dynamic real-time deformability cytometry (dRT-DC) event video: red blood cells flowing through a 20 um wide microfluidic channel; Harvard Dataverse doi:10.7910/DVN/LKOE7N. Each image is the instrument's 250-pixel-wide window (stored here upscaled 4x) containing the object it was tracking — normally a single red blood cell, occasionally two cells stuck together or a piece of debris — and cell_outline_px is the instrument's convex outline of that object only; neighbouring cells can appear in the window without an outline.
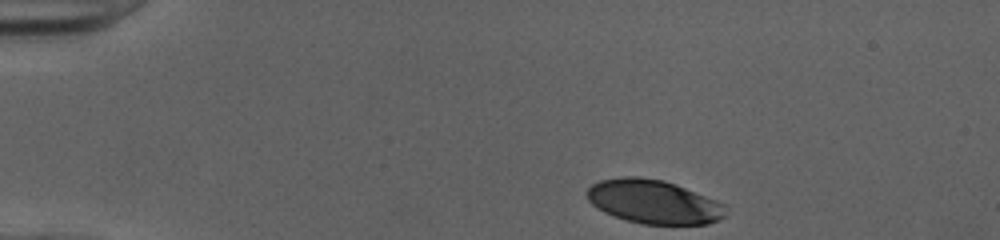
{"species": "human", "species_latin": "Homo sapiens", "temperature_condition": "cold", "stored_images_in_passage": 35, "camera_frame_rate_fps": 3000, "um_per_image_px": 0.085, "donor": {"sex": "female"}, "frame": {"image": 1, "passage_image": 1, "time_ms": 0.0, "image_size_px": [1000, 240], "cell_outline_px": [[728, 216], [720, 220], [708, 224], [644, 224], [624, 220], [604, 212], [596, 208], [588, 200], [588, 188], [592, 184], [600, 180], [624, 176], [636, 176], [664, 180], [676, 184], [716, 200], [724, 204]], "centroid_in_image_um": [55.58, 17.15], "position_along_channel_um": 29.4, "area_um2": 35.6}}
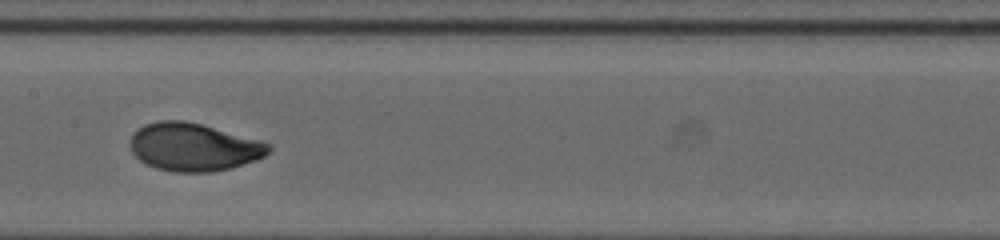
{"frame": {"image": 2, "passage_image": 19, "time_ms": 6.0, "image_size_px": [1000, 240], "cell_outline_px": [[272, 148], [264, 156], [256, 160], [232, 168], [212, 172], [176, 172], [156, 168], [144, 164], [132, 152], [128, 144], [132, 132], [144, 124], [160, 120], [184, 120], [200, 124], [260, 140], [272, 144]], "centroid_in_image_um": [16.43, 12.5], "position_along_channel_um": 191.0, "area_um2": 38.96}}
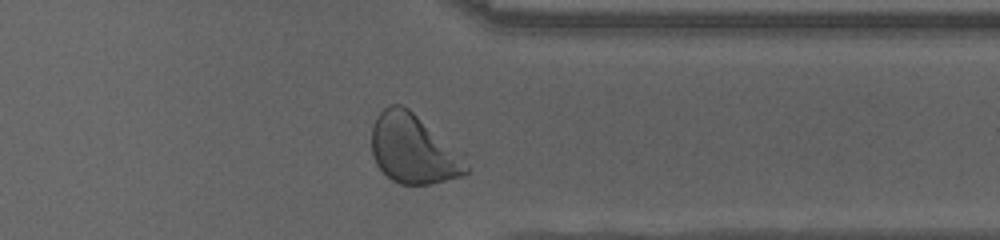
{"frame": {"image": 3, "passage_image": 33, "time_ms": 10.667, "image_size_px": [1000, 240], "cell_outline_px": [[468, 172], [464, 176], [432, 184], [400, 184], [392, 180], [376, 164], [372, 156], [372, 124], [376, 116], [388, 104], [400, 104], [408, 108], [464, 152], [468, 168]], "centroid_in_image_um": [35.18, 12.66], "position_along_channel_um": 376.2, "area_um2": 38.84}, "authors_computed_cell_mechanics": {"area_um2": 38.148, "velocity_mm_per_s": 3.9989, "shape_relaxation_time_tau1_ms": 2.6412, "shape_relaxation_time_tau2_ms": null, "deformation_change_tau1": 0.1648, "deformation_change_tau2": null}}